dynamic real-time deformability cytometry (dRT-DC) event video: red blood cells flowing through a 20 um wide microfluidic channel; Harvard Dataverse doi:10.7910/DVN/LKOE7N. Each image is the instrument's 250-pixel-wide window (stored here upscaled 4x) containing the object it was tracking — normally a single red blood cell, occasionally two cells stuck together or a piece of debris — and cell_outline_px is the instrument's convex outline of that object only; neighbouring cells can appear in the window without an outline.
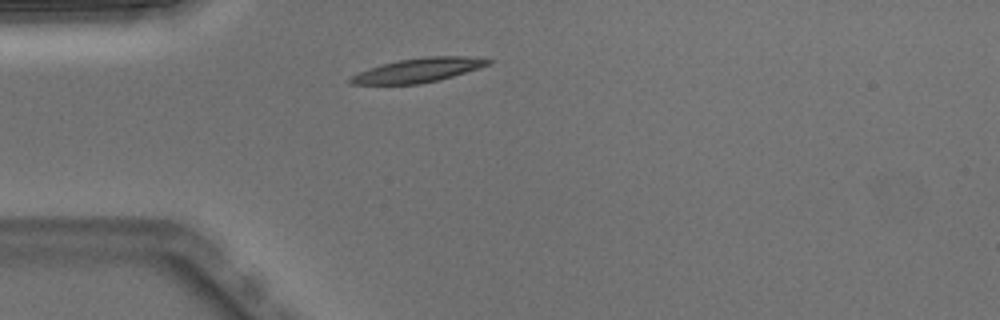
{"species": "Egyptian fruit bat (a non-hibernating species)", "species_latin": "Rousettus aegyptiacus", "temperature_condition": "warm", "stored_images_in_passage": 1, "camera_frame_rate_fps": 3000, "um_per_image_px": 0.085, "animal": {"sex": "male"}, "frame": {"image": 1, "passage_image": 1, "time_ms": 0.0, "image_size_px": [1000, 320], "cell_outline_px": [[492, 60], [488, 64], [480, 68], [452, 76], [420, 84], [352, 84], [348, 80], [352, 76], [368, 68], [400, 60], [428, 56], [464, 56]], "centroid_in_image_um": [35.54, 5.97], "position_along_channel_um": 49.5, "area_um2": 18.9}}